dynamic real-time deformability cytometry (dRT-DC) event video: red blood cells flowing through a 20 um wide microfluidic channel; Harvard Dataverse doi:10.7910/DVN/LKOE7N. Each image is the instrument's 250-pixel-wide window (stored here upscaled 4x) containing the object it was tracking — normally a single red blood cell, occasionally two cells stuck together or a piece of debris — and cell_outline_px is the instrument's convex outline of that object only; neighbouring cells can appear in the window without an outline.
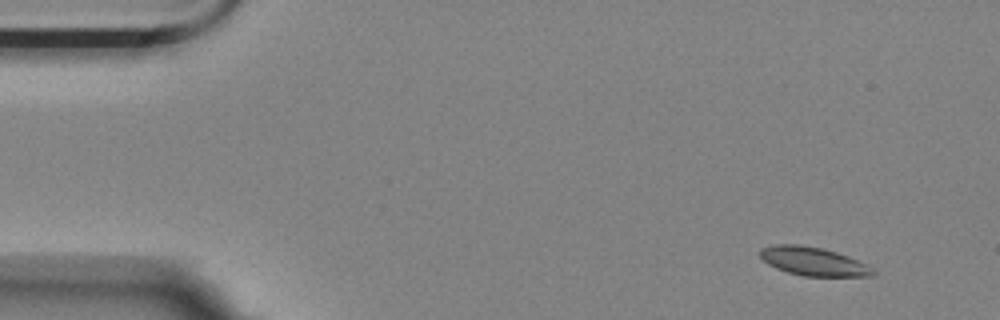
{"species": "Egyptian fruit bat (a non-hibernating species)", "species_latin": "Rousettus aegyptiacus", "temperature_condition": "room temperature", "stored_images_in_passage": 3, "camera_frame_rate_fps": 3000, "um_per_image_px": 0.085, "animal": {"sex": "female"}, "frame": {"image": 1, "passage_image": 1, "time_ms": 0.0, "image_size_px": [1000, 320], "cell_outline_px": [[876, 276], [804, 276], [788, 272], [776, 268], [768, 264], [760, 256], [760, 248], [776, 244], [796, 244], [820, 248], [836, 252], [848, 256], [868, 264], [876, 272]], "centroid_in_image_um": [69.16, 22.22], "position_along_channel_um": 15.8, "area_um2": 18.73}}